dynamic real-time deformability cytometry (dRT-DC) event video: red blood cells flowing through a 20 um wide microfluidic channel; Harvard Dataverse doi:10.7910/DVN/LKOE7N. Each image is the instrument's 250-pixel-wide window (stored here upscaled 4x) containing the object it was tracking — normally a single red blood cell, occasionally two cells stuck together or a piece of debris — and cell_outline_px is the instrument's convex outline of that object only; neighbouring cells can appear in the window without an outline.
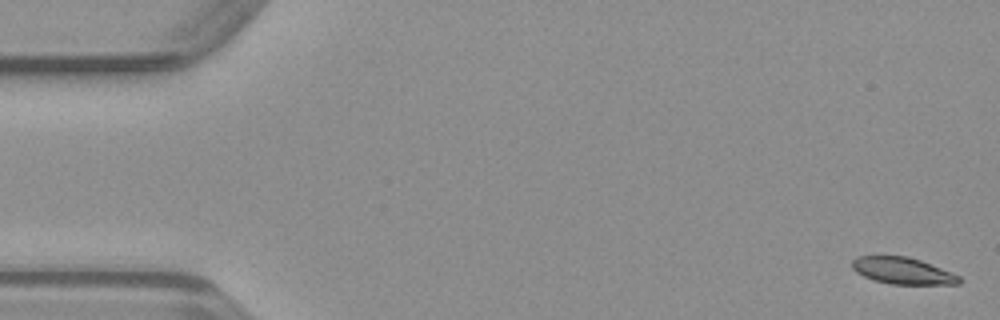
{"species": "common noctule bat (a hibernating species)", "species_latin": "Nyctalus noctula", "temperature_condition": "warm", "stored_images_in_passage": 29, "camera_frame_rate_fps": 3000, "um_per_image_px": 0.085, "animal": {"sex": "male", "body_mass_g": 23.1, "forearm_length_mm": 52.7}, "frame": {"image": 1, "passage_image": 1, "time_ms": 0.0, "image_size_px": [1000, 320], "cell_outline_px": [[960, 284], [892, 284], [872, 280], [856, 272], [852, 268], [852, 260], [856, 256], [908, 256], [920, 260], [960, 276]], "centroid_in_image_um": [76.69, 23.01], "position_along_channel_um": 8.3, "area_um2": 16.53}}
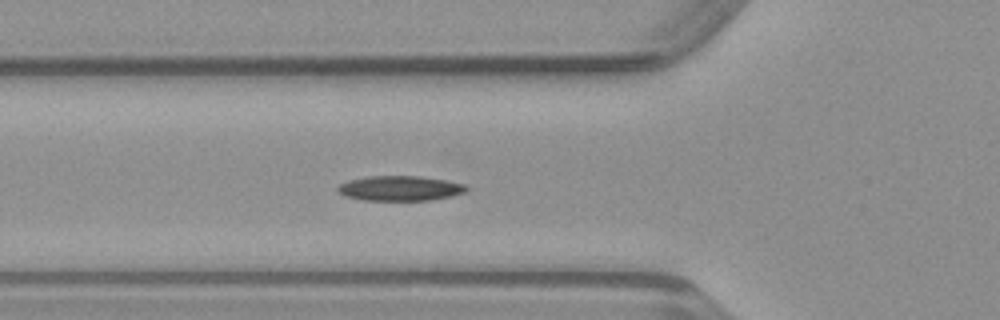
{"frame": {"image": 2, "passage_image": 17, "time_ms": 5.333, "image_size_px": [1000, 320], "cell_outline_px": [[468, 188], [464, 192], [452, 196], [432, 200], [364, 200], [344, 196], [336, 188], [340, 184], [348, 180], [368, 176], [420, 176], [444, 180], [464, 184]], "centroid_in_image_um": [33.98, 16.0], "position_along_channel_um": 91.8, "area_um2": 18.61}}
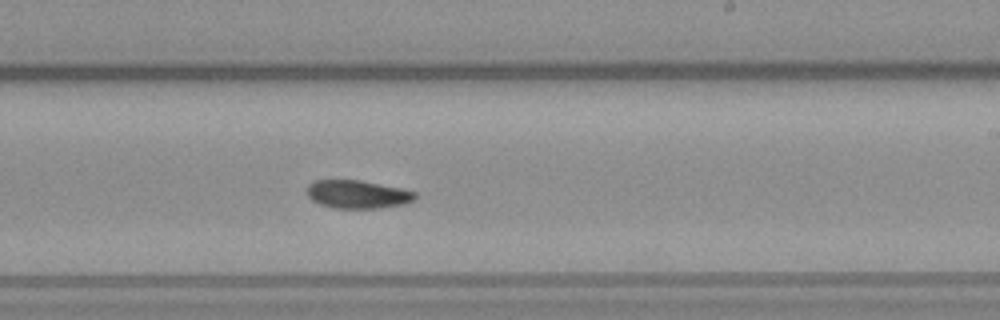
{"frame": {"image": 3, "passage_image": 29, "time_ms": 9.333, "image_size_px": [1000, 320], "cell_outline_px": [[416, 200], [404, 204], [380, 208], [332, 208], [320, 204], [312, 200], [308, 196], [308, 184], [312, 180], [360, 180], [400, 188], [416, 192]], "centroid_in_image_um": [30.39, 16.52], "position_along_channel_um": 258.6, "area_um2": 17.8}}